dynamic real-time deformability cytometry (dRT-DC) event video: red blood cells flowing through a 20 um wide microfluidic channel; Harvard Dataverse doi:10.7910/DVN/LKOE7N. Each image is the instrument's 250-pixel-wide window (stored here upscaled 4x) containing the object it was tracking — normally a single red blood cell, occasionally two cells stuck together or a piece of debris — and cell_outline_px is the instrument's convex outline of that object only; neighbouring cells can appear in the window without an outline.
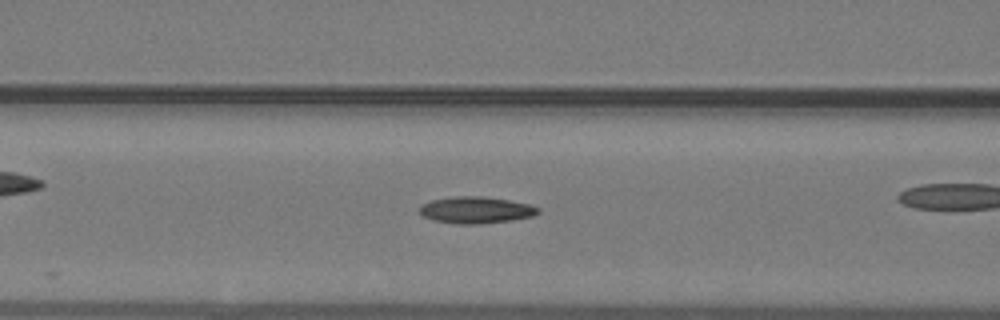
{"species": "common noctule bat (a hibernating species)", "species_latin": "Nyctalus noctula", "temperature_condition": "warm", "stored_images_in_passage": 16, "camera_frame_rate_fps": 3000, "um_per_image_px": 0.085, "animal": {"sex": "male", "body_mass_g": 19.2, "forearm_length_mm": 51.8}, "frame": {"image": 1, "passage_image": 13, "time_ms": 4.0, "image_size_px": [1000, 320], "cell_outline_px": [[540, 212], [532, 216], [512, 220], [480, 224], [456, 224], [432, 220], [424, 216], [420, 212], [420, 204], [432, 200], [456, 196], [484, 196], [508, 200], [528, 204], [540, 208]], "centroid_in_image_um": [40.45, 17.85], "position_along_channel_um": 126.2, "area_um2": 18.44}}